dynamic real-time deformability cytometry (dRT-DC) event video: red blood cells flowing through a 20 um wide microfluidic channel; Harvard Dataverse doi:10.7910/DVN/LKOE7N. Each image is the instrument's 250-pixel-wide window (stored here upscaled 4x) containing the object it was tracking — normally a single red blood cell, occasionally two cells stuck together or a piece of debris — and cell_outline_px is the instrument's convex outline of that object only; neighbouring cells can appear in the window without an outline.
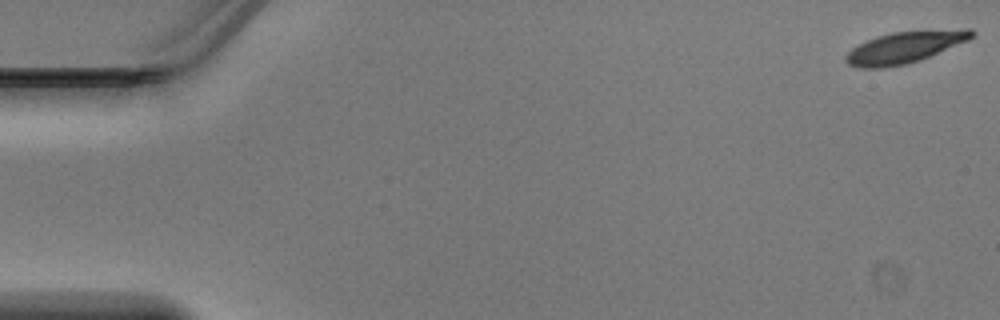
{"species": "Egyptian fruit bat (a non-hibernating species)", "species_latin": "Rousettus aegyptiacus", "temperature_condition": "warm", "stored_images_in_passage": 48, "camera_frame_rate_fps": 3000, "um_per_image_px": 0.085, "animal": {"sex": "male"}, "frame": {"image": 1, "passage_image": 1, "time_ms": 0.0, "image_size_px": [1000, 320], "cell_outline_px": [[976, 32], [968, 40], [920, 60], [908, 64], [884, 68], [856, 68], [848, 64], [844, 60], [844, 56], [852, 48], [876, 36], [892, 32], [964, 28], [972, 28]], "centroid_in_image_um": [76.89, 4.02], "position_along_channel_um": 8.1, "area_um2": 23.29}}
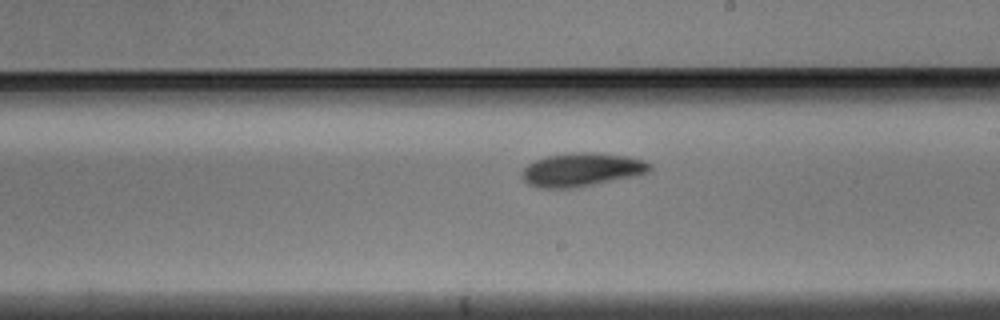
{"frame": {"image": 2, "passage_image": 28, "time_ms": 9.0, "image_size_px": [1000, 320], "cell_outline_px": [[652, 168], [648, 172], [640, 176], [572, 188], [540, 188], [528, 184], [520, 176], [524, 168], [528, 164], [536, 160], [548, 156], [572, 152], [596, 152], [628, 156], [644, 160], [652, 164]], "centroid_in_image_um": [49.49, 14.42], "position_along_channel_um": 239.5, "area_um2": 25.26}}
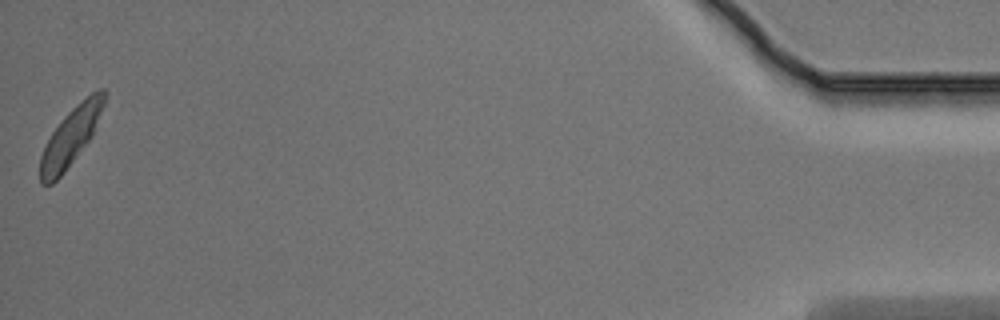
{"frame": {"image": 3, "passage_image": 48, "time_ms": 15.667, "image_size_px": [1000, 320], "cell_outline_px": [[104, 104], [92, 136], [64, 172], [52, 184], [40, 184], [40, 156], [52, 132], [64, 116], [76, 104], [92, 92], [100, 88], [104, 88]], "centroid_in_image_um": [6.0, 11.62], "position_along_channel_um": 429.2, "area_um2": 21.1}}